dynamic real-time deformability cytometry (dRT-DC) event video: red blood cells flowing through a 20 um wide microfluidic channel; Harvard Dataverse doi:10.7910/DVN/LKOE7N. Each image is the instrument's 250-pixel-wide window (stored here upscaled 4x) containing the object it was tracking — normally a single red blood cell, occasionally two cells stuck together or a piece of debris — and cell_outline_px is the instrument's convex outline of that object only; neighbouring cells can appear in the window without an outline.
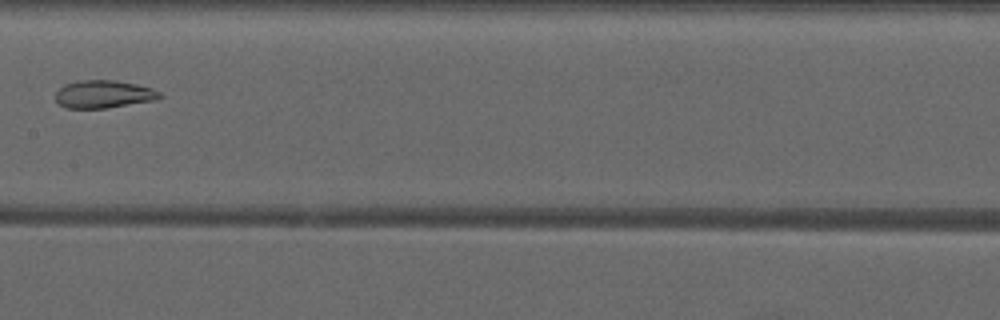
{"species": "common noctule bat (a hibernating species)", "species_latin": "Nyctalus noctula", "temperature_condition": "warm", "stored_images_in_passage": 8, "camera_frame_rate_fps": 3000, "um_per_image_px": 0.085, "animal": {"sex": "male", "forearm_length_mm": 52.5}, "frame": {"image": 1, "passage_image": 8, "time_ms": 9.333, "image_size_px": [1000, 320], "cell_outline_px": [[164, 96], [156, 100], [104, 108], [68, 108], [60, 104], [56, 100], [56, 92], [64, 84], [80, 80], [112, 80], [136, 84], [152, 88], [160, 92]], "centroid_in_image_um": [8.83, 8.0], "position_along_channel_um": 198.6, "area_um2": 16.76}}